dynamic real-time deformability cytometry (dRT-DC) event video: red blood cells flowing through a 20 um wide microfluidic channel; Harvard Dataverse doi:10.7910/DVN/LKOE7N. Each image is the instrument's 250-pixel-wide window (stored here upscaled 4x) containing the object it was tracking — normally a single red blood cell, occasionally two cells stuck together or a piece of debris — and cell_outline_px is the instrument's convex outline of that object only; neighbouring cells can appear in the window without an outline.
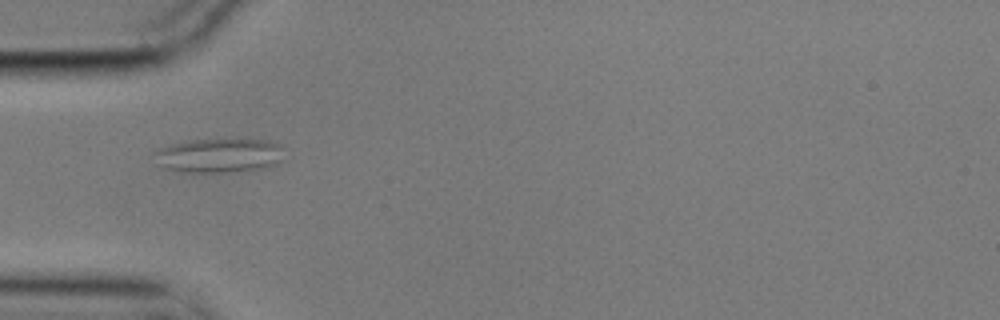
{"species": "common noctule bat (a hibernating species)", "species_latin": "Nyctalus noctula", "temperature_condition": "cold", "stored_images_in_passage": 5, "camera_frame_rate_fps": 3000, "um_per_image_px": 0.085, "animal": {"sex": "male", "body_mass_g": 17.9}, "frame": {"image": 1, "passage_image": 3, "time_ms": 0.667, "image_size_px": [1000, 320], "cell_outline_px": [[280, 160], [276, 164], [268, 168], [236, 172], [184, 172], [164, 168], [160, 164], [152, 152], [160, 148], [184, 140], [224, 136], [236, 136], [264, 140], [276, 144], [280, 148]], "centroid_in_image_um": [18.6, 13.16], "position_along_channel_um": 66.4, "area_um2": 26.93}}
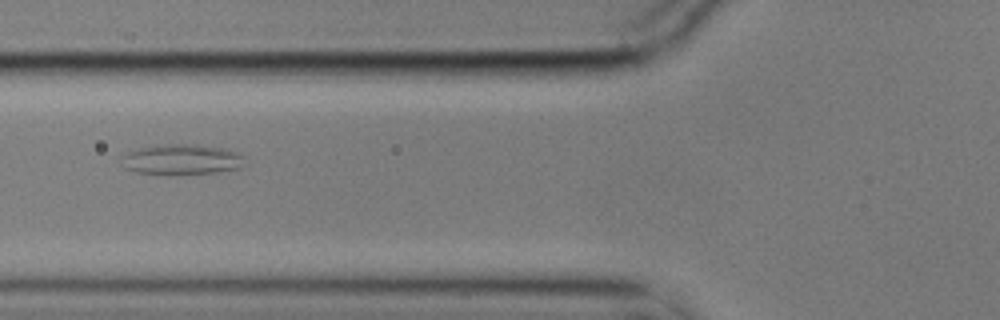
{"frame": {"image": 2, "passage_image": 4, "time_ms": 1.0, "image_size_px": [1000, 320], "cell_outline_px": [[244, 156], [240, 168], [220, 172], [136, 172], [124, 168], [124, 156], [128, 152], [140, 148], [172, 144], [196, 144], [220, 148], [240, 152]], "centroid_in_image_um": [15.52, 13.52], "position_along_channel_um": 110.3, "area_um2": 20.75}}
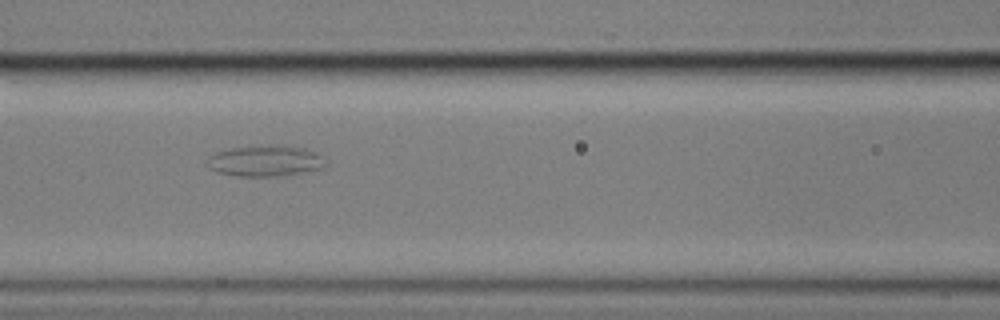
{"frame": {"image": 3, "passage_image": 5, "time_ms": 1.333, "image_size_px": [1000, 320], "cell_outline_px": [[328, 164], [324, 168], [276, 176], [236, 176], [216, 172], [208, 168], [208, 156], [216, 152], [232, 148], [252, 144], [276, 144], [304, 148], [316, 152], [328, 160]], "centroid_in_image_um": [22.56, 13.65], "position_along_channel_um": 144.0, "area_um2": 21.91}}